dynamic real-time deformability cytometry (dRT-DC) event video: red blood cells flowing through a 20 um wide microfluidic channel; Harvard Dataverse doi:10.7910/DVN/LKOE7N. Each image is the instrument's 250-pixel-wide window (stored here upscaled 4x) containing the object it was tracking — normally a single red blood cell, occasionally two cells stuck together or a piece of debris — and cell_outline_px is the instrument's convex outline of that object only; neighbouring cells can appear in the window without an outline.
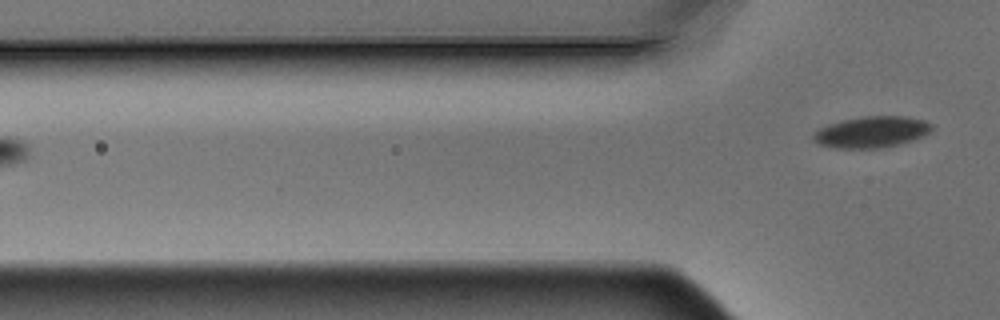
{"species": "Egyptian fruit bat (a non-hibernating species)", "species_latin": "Rousettus aegyptiacus", "temperature_condition": "warm", "stored_images_in_passage": 3, "segment_of_instrument_passage": [2, 2], "camera_frame_rate_fps": 3000, "um_per_image_px": 0.085, "animal": {"sex": "male"}, "frame": {"image": 1, "passage_image": 3, "time_ms": 0.667, "image_size_px": [1000, 320], "cell_outline_px": [[932, 128], [928, 132], [912, 140], [900, 144], [880, 148], [832, 148], [820, 144], [812, 140], [812, 136], [820, 128], [828, 124], [844, 120], [864, 116], [904, 116], [924, 120], [932, 124]], "centroid_in_image_um": [74.06, 11.22], "position_along_channel_um": 51.7, "area_um2": 21.39}}